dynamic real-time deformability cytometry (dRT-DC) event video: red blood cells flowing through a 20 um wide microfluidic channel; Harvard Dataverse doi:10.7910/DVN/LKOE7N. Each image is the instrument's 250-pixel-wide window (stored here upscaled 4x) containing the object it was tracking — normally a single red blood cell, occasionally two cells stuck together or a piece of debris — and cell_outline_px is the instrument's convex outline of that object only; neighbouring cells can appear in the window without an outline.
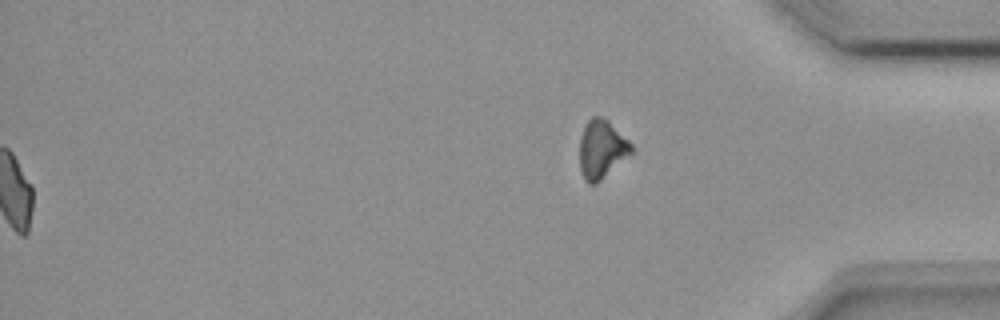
{"species": "common noctule bat (a hibernating species)", "species_latin": "Nyctalus noctula", "temperature_condition": "room temperature", "stored_images_in_passage": 44, "segment_of_instrument_passage": [2, 2], "camera_frame_rate_fps": 3000, "um_per_image_px": 0.085, "animal": {"sex": "female", "body_mass_g": 18.4}, "frame": {"image": 1, "passage_image": 44, "time_ms": 14.333, "image_size_px": [1000, 320], "cell_outline_px": [[632, 152], [596, 184], [588, 184], [584, 180], [580, 168], [580, 136], [588, 120], [592, 116], [600, 116], [608, 120], [632, 144]], "centroid_in_image_um": [51.12, 12.68], "position_along_channel_um": 384.1, "area_um2": 17.4}}